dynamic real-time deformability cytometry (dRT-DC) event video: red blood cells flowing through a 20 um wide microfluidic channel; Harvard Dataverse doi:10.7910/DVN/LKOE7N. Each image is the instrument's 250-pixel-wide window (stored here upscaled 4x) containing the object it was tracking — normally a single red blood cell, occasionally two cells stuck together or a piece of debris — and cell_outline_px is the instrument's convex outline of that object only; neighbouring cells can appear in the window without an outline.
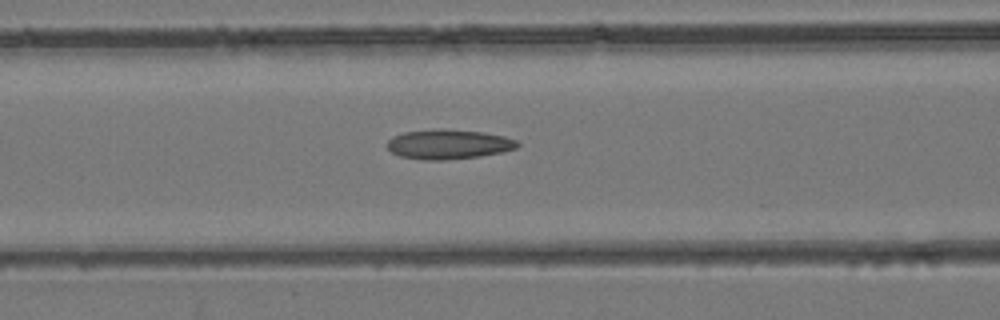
{"species": "common noctule bat (a hibernating species)", "species_latin": "Nyctalus noctula", "temperature_condition": "room temperature", "stored_images_in_passage": 44, "segment_of_instrument_passage": [1, 2], "camera_frame_rate_fps": 3000, "um_per_image_px": 0.085, "animal": {"sex": "female", "body_mass_g": 24.6, "forearm_length_mm": 56.2}, "frame": {"image": 1, "passage_image": 18, "time_ms": 5.667, "image_size_px": [1000, 320], "cell_outline_px": [[520, 144], [516, 148], [504, 152], [480, 156], [444, 160], [424, 160], [400, 156], [392, 152], [388, 148], [388, 140], [392, 136], [404, 132], [440, 128], [444, 128], [484, 132], [504, 136], [516, 140]], "centroid_in_image_um": [38.14, 12.25], "position_along_channel_um": 128.5, "area_um2": 22.66}}
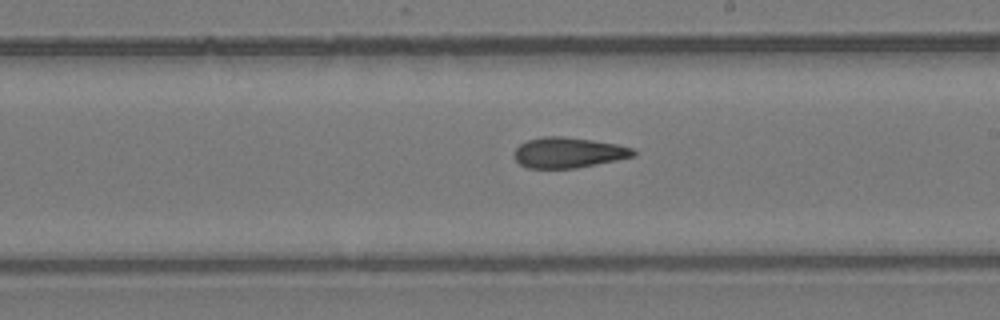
{"frame": {"image": 2, "passage_image": 25, "time_ms": 8.0, "image_size_px": [1000, 320], "cell_outline_px": [[636, 156], [576, 168], [528, 168], [520, 164], [512, 156], [516, 148], [520, 144], [528, 140], [544, 136], [564, 136], [592, 140], [616, 144], [632, 148], [636, 152]], "centroid_in_image_um": [48.29, 12.97], "position_along_channel_um": 240.7, "area_um2": 21.15}}
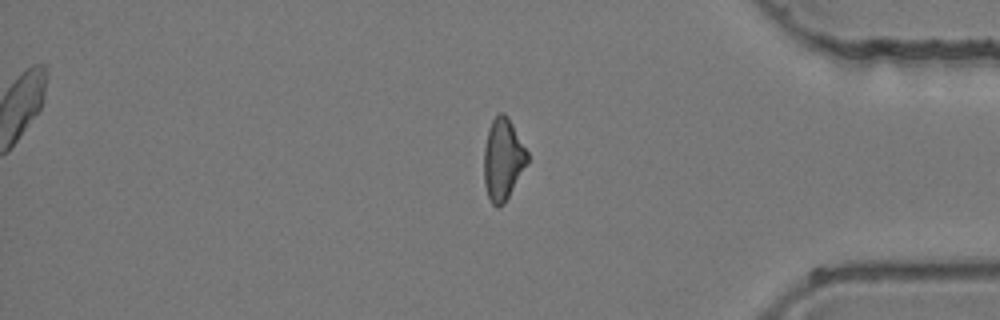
{"frame": {"image": 3, "passage_image": 36, "time_ms": 11.667, "image_size_px": [1000, 320], "cell_outline_px": [[528, 160], [504, 204], [496, 208], [492, 204], [488, 196], [484, 184], [484, 148], [488, 128], [492, 120], [500, 112], [504, 112], [508, 116], [528, 152]], "centroid_in_image_um": [42.73, 13.52], "position_along_channel_um": 392.5, "area_um2": 20.52}}